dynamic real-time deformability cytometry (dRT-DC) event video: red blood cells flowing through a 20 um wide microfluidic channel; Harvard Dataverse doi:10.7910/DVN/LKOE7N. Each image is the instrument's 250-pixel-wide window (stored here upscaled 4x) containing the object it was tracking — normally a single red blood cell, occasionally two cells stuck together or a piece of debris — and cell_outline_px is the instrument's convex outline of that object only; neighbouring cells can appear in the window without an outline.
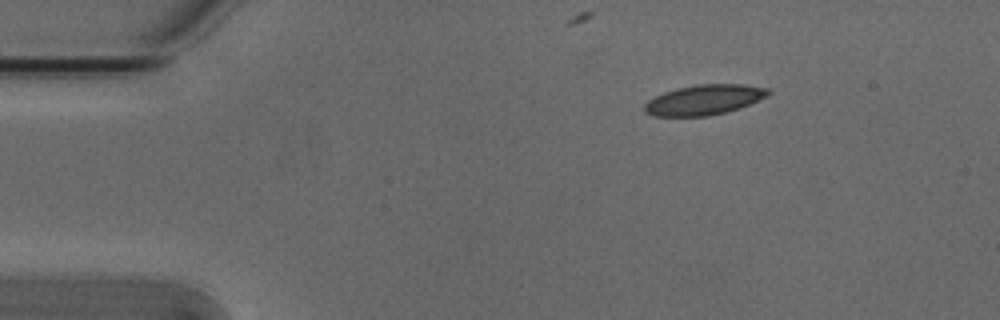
{"species": "Egyptian fruit bat (a non-hibernating species)", "species_latin": "Rousettus aegyptiacus", "temperature_condition": "cold", "stored_images_in_passage": 4, "camera_frame_rate_fps": 3000, "um_per_image_px": 0.085, "animal": {"sex": "male"}, "frame": {"image": 1, "passage_image": 1, "time_ms": 0.0, "image_size_px": [1000, 320], "cell_outline_px": [[772, 92], [768, 96], [748, 104], [724, 112], [708, 116], [656, 116], [644, 112], [644, 104], [648, 100], [664, 92], [676, 88], [696, 84], [744, 84], [768, 88]], "centroid_in_image_um": [59.84, 8.47], "position_along_channel_um": 25.2, "area_um2": 21.62}}
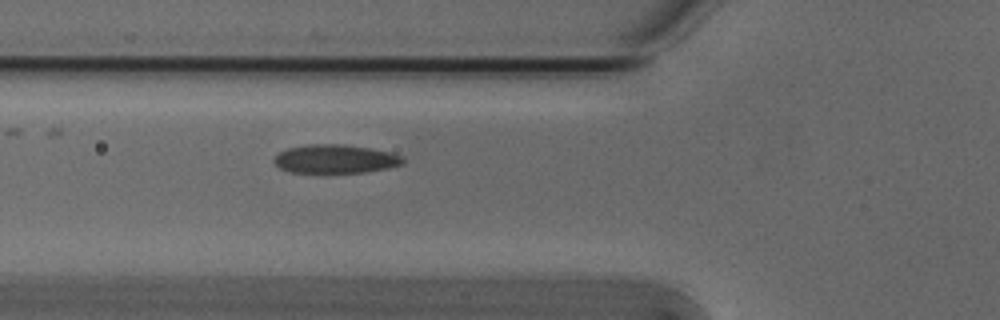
{"frame": {"image": 2, "passage_image": 4, "time_ms": 1.0, "image_size_px": [1000, 320], "cell_outline_px": [[404, 164], [388, 168], [364, 172], [292, 172], [280, 168], [272, 160], [280, 152], [288, 148], [312, 144], [344, 144], [368, 148], [388, 152], [404, 156]], "centroid_in_image_um": [28.53, 13.51], "position_along_channel_um": 97.3, "area_um2": 21.27}}